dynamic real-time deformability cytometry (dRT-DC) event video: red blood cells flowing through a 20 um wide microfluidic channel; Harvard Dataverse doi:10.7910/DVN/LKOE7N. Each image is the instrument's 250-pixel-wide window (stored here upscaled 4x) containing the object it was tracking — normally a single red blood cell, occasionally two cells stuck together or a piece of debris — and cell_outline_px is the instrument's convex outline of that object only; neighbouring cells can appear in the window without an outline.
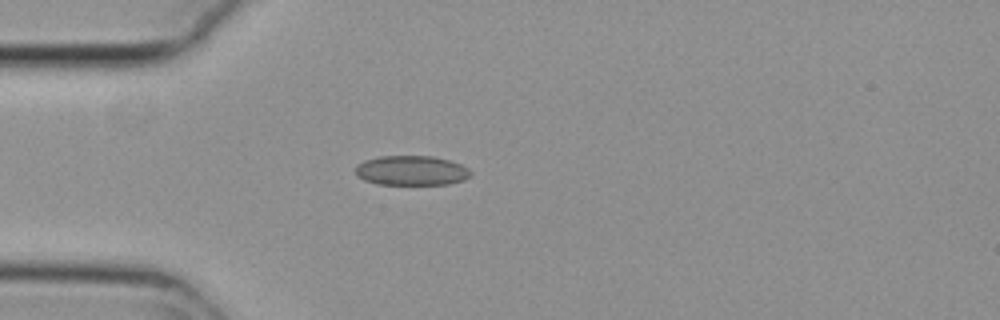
{"species": "common noctule bat (a hibernating species)", "species_latin": "Nyctalus noctula", "temperature_condition": "cold", "stored_images_in_passage": 40, "camera_frame_rate_fps": 3000, "um_per_image_px": 0.085, "animal": {"sex": "female", "body_mass_g": 29.2, "forearm_length_mm": 56.3}, "frame": {"image": 1, "passage_image": 1, "time_ms": 0.0, "image_size_px": [1000, 320], "cell_outline_px": [[472, 176], [464, 180], [448, 184], [376, 184], [364, 180], [356, 176], [356, 164], [364, 160], [380, 156], [432, 156], [448, 160], [460, 164], [468, 168], [472, 172]], "centroid_in_image_um": [34.97, 14.49], "position_along_channel_um": 50.0, "area_um2": 20.06}}
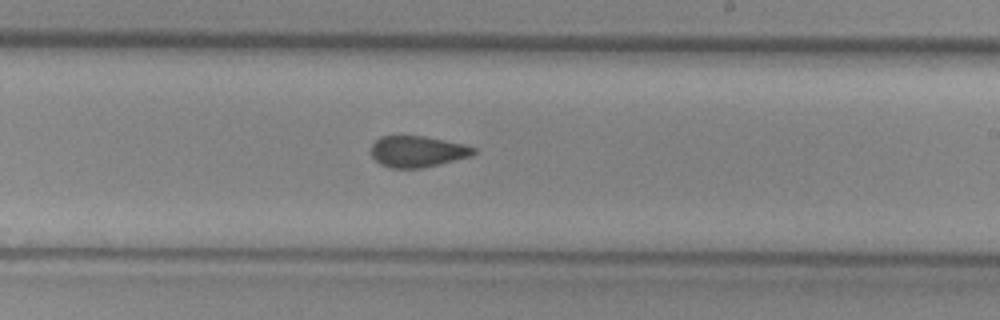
{"frame": {"image": 2, "passage_image": 18, "time_ms": 5.667, "image_size_px": [1000, 320], "cell_outline_px": [[476, 152], [472, 156], [440, 164], [420, 168], [392, 168], [380, 164], [372, 156], [372, 144], [380, 136], [424, 136], [464, 144], [476, 148]], "centroid_in_image_um": [35.5, 12.88], "position_along_channel_um": 253.5, "area_um2": 18.61}}
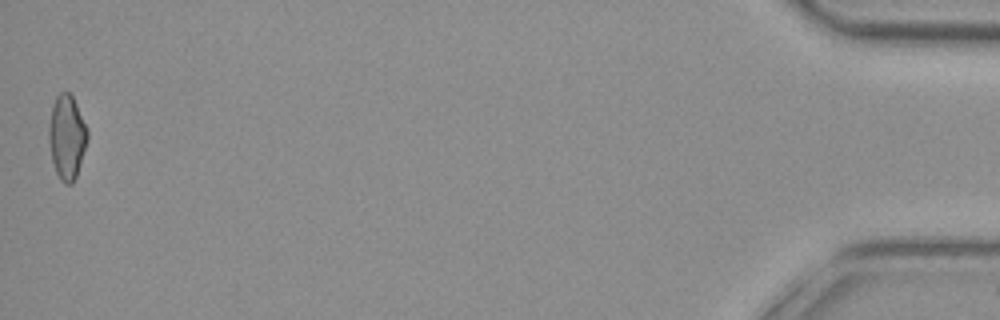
{"frame": {"image": 3, "passage_image": 40, "time_ms": 13.0, "image_size_px": [1000, 320], "cell_outline_px": [[88, 136], [76, 176], [72, 184], [64, 184], [60, 180], [56, 172], [52, 160], [48, 140], [48, 124], [52, 104], [56, 96], [60, 92], [68, 92], [72, 96], [76, 104], [88, 132]], "centroid_in_image_um": [5.64, 11.65], "position_along_channel_um": 429.6, "area_um2": 18.79}, "authors_computed_cell_mechanics": {"area_um2": 19.1318, "velocity_mm_per_s": 3.7859, "shape_relaxation_time_tau1_ms": null, "shape_relaxation_time_tau2_ms": 2.2238, "deformation_change_tau1": null, "deformation_change_tau2": 0.0878}}